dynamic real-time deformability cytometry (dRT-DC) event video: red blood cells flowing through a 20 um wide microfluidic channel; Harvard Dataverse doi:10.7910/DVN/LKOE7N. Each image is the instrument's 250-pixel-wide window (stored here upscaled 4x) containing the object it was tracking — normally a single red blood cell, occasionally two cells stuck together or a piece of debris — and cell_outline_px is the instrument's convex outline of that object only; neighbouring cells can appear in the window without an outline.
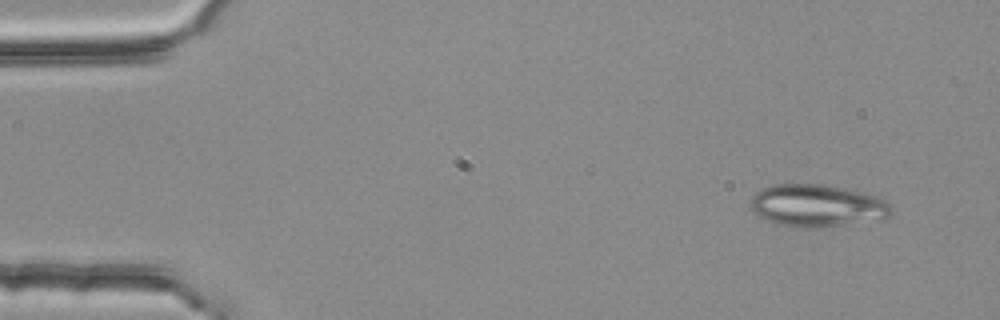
{"species": "common noctule bat (a hibernating species)", "species_latin": "Nyctalus noctula", "temperature_condition": "room temperature", "stored_images_in_passage": 4, "camera_frame_rate_fps": 3000, "um_per_image_px": 0.085, "animal": {"sex": "female", "body_mass_g": 25.1}, "frame": {"image": 1, "passage_image": 1, "time_ms": 0.0, "image_size_px": [1000, 320], "cell_outline_px": [[892, 208], [888, 216], [884, 220], [812, 228], [804, 228], [776, 224], [756, 216], [752, 208], [752, 196], [760, 188], [772, 184], [824, 184], [844, 188], [880, 196]], "centroid_in_image_um": [69.46, 17.48], "position_along_channel_um": 15.5, "area_um2": 35.08}}